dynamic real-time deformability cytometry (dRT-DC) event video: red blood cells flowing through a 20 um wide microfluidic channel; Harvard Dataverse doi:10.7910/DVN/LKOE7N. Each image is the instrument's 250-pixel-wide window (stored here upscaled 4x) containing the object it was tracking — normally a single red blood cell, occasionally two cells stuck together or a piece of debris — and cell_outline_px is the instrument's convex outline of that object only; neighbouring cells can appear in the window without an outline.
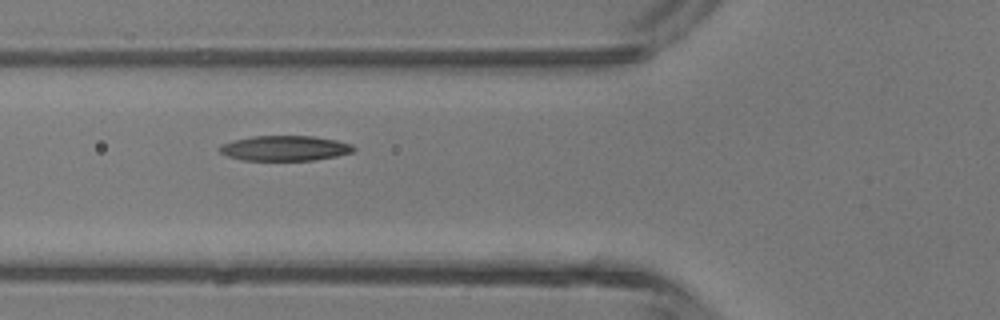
{"species": "common noctule bat (a hibernating species)", "species_latin": "Nyctalus noctula", "temperature_condition": "room temperature", "stored_images_in_passage": 7, "camera_frame_rate_fps": 3000, "um_per_image_px": 0.085, "animal": {"sex": "male", "body_mass_g": 13.3}, "frame": {"image": 1, "passage_image": 6, "time_ms": 1.667, "image_size_px": [1000, 320], "cell_outline_px": [[356, 148], [352, 152], [336, 156], [316, 160], [244, 160], [228, 156], [220, 152], [216, 148], [220, 144], [232, 140], [252, 136], [312, 136], [336, 140], [352, 144]], "centroid_in_image_um": [24.18, 12.59], "position_along_channel_um": 101.6, "area_um2": 19.71}}
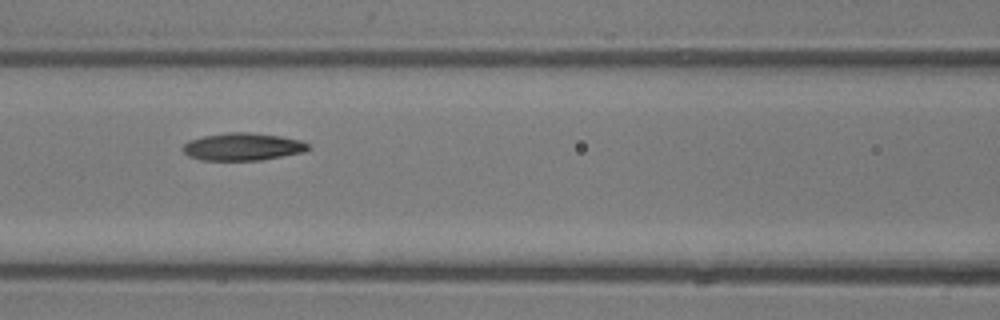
{"frame": {"image": 2, "passage_image": 7, "time_ms": 2.0, "image_size_px": [1000, 320], "cell_outline_px": [[312, 148], [304, 152], [260, 160], [200, 160], [188, 156], [180, 148], [188, 140], [204, 136], [228, 132], [248, 132], [280, 136], [300, 140], [308, 144]], "centroid_in_image_um": [20.61, 12.47], "position_along_channel_um": 146.0, "area_um2": 20.17}}